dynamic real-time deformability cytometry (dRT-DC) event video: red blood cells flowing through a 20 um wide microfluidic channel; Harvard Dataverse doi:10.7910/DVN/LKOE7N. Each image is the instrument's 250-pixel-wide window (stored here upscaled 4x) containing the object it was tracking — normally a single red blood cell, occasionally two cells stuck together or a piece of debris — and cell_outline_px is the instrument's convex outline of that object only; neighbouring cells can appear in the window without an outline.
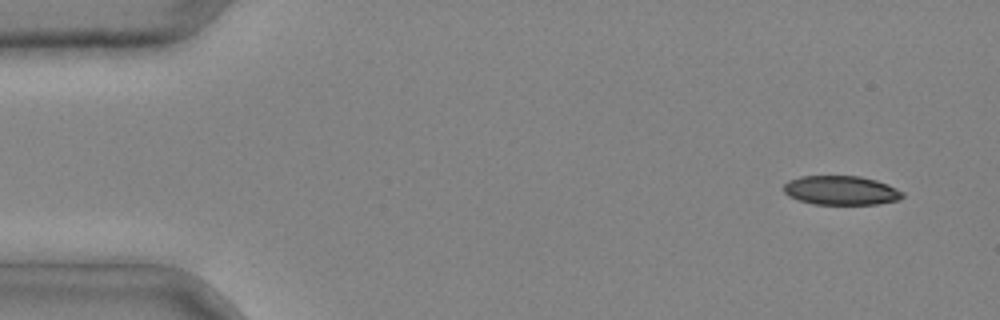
{"species": "common noctule bat (a hibernating species)", "species_latin": "Nyctalus noctula", "temperature_condition": "cold", "stored_images_in_passage": 4, "camera_frame_rate_fps": 3000, "um_per_image_px": 0.085, "animal": {"sex": "male", "body_mass_g": 20.4}, "frame": {"image": 1, "passage_image": 1, "time_ms": 0.0, "image_size_px": [1000, 320], "cell_outline_px": [[904, 196], [900, 200], [876, 204], [812, 204], [796, 200], [788, 196], [784, 192], [784, 184], [788, 180], [800, 176], [860, 176], [876, 180], [888, 184], [904, 192]], "centroid_in_image_um": [71.48, 16.18], "position_along_channel_um": 13.5, "area_um2": 20.4}}
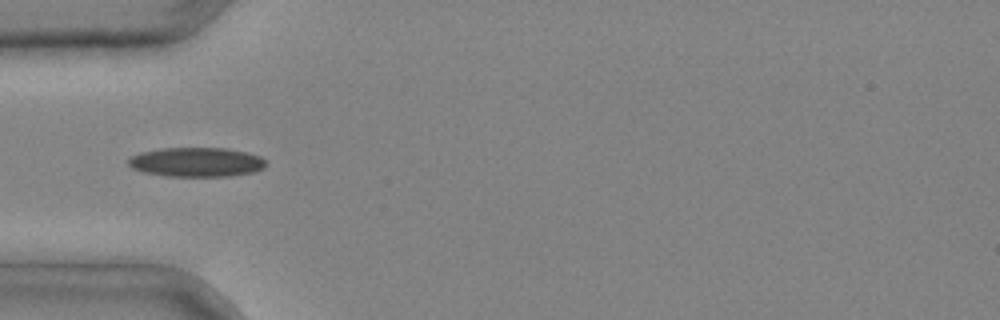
{"frame": {"image": 2, "passage_image": 3, "time_ms": 0.667, "image_size_px": [1000, 320], "cell_outline_px": [[264, 168], [252, 172], [228, 176], [168, 176], [144, 172], [132, 168], [128, 164], [128, 156], [140, 152], [160, 148], [224, 148], [248, 152], [260, 156], [264, 160]], "centroid_in_image_um": [16.65, 13.77], "position_along_channel_um": 68.3, "area_um2": 23.52}}